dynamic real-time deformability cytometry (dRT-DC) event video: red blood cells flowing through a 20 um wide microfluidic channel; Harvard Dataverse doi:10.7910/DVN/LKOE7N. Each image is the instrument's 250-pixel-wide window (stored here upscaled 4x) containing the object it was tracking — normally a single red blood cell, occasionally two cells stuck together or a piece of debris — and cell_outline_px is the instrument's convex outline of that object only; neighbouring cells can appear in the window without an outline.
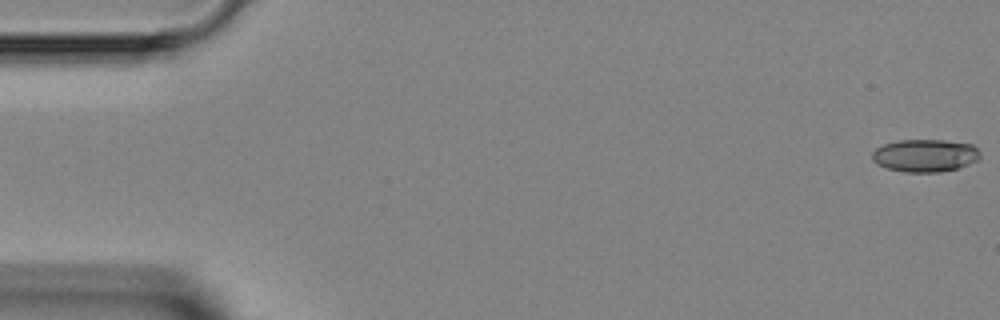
{"species": "Egyptian fruit bat (a non-hibernating species)", "species_latin": "Rousettus aegyptiacus", "temperature_condition": "room temperature", "stored_images_in_passage": 7, "camera_frame_rate_fps": 3000, "um_per_image_px": 0.085, "animal": {"sex": "female"}, "frame": {"image": 1, "passage_image": 1, "time_ms": 0.0, "image_size_px": [1000, 320], "cell_outline_px": [[980, 156], [976, 160], [968, 164], [956, 168], [940, 172], [904, 172], [884, 168], [876, 164], [872, 160], [872, 152], [876, 148], [884, 144], [900, 140], [944, 140], [972, 144], [980, 152]], "centroid_in_image_um": [78.59, 13.22], "position_along_channel_um": 6.4, "area_um2": 20.58}}